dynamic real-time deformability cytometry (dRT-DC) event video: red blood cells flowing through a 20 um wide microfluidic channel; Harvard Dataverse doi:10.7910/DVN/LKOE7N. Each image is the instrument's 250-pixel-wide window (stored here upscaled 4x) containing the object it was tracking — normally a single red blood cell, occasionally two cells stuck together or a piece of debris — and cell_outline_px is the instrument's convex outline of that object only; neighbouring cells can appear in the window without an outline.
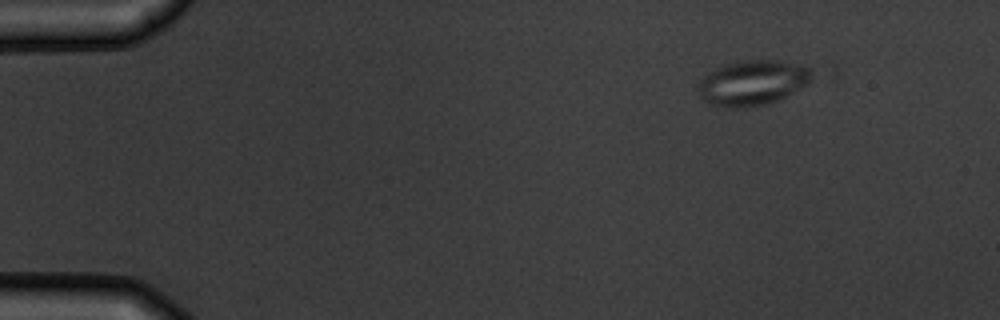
{"species": "common noctule bat (a hibernating species)", "species_latin": "Nyctalus noctula", "temperature_condition": "warm", "stored_images_in_passage": 6, "camera_frame_rate_fps": 3000, "um_per_image_px": 0.085, "animal": {"sex": "male", "body_mass_g": 19.5, "forearm_length_mm": 54.6}, "frame": {"image": 1, "passage_image": 2, "time_ms": 1.0, "image_size_px": [1000, 320], "cell_outline_px": [[840, 76], [768, 104], [744, 108], [728, 108], [708, 104], [700, 96], [696, 88], [700, 80], [708, 72], [724, 64], [744, 60], [776, 60], [836, 64], [840, 72]], "centroid_in_image_um": [64.71, 6.94], "position_along_channel_um": 20.3, "area_um2": 35.08}}